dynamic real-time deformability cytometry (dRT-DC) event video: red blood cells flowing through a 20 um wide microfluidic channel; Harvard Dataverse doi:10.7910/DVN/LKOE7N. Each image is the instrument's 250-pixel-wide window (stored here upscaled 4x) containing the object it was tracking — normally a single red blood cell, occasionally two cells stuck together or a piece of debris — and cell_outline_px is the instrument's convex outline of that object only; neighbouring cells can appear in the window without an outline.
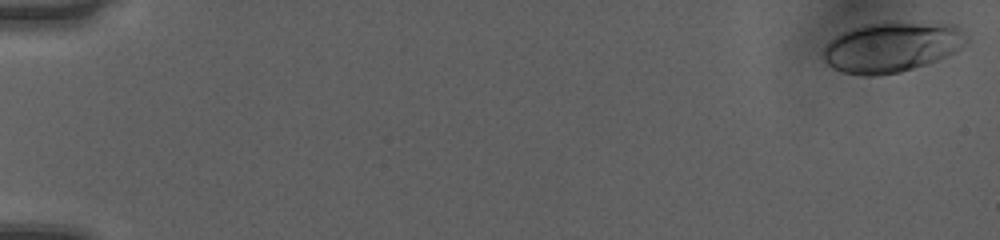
{"species": "human", "species_latin": "Homo sapiens", "temperature_condition": "room temperature", "stored_images_in_passage": 51, "camera_frame_rate_fps": 3000, "um_per_image_px": 0.085, "donor": {"sex": "female"}, "frame": {"image": 1, "passage_image": 1, "time_ms": 0.0, "image_size_px": [1000, 240], "cell_outline_px": [[968, 44], [956, 52], [936, 60], [900, 72], [872, 76], [864, 76], [840, 72], [832, 68], [820, 56], [820, 52], [836, 36], [852, 28], [864, 24], [956, 24], [968, 36]], "centroid_in_image_um": [75.79, 4.03], "position_along_channel_um": 9.2, "area_um2": 41.44}}
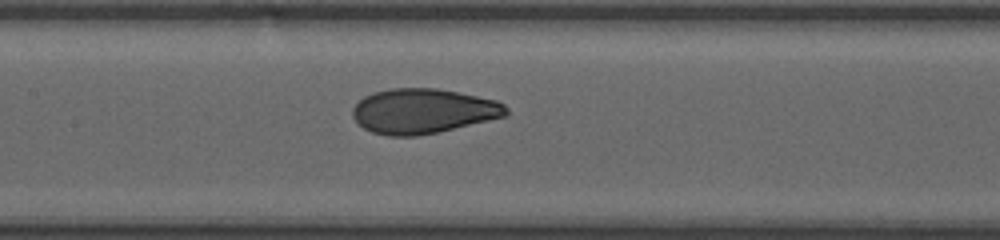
{"frame": {"image": 2, "passage_image": 26, "time_ms": 8.333, "image_size_px": [1000, 240], "cell_outline_px": [[508, 112], [504, 116], [436, 132], [416, 136], [388, 136], [372, 132], [364, 128], [352, 116], [352, 108], [364, 96], [372, 92], [392, 88], [436, 88], [496, 100], [504, 104], [508, 108]], "centroid_in_image_um": [35.91, 9.43], "position_along_channel_um": 171.5, "area_um2": 39.71}}
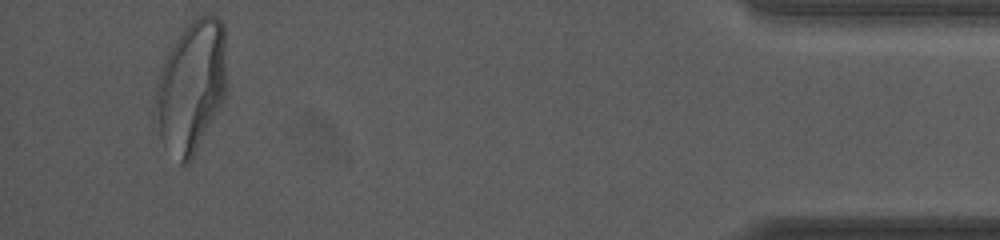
{"frame": {"image": 3, "passage_image": 49, "time_ms": 16.0, "image_size_px": [1000, 240], "cell_outline_px": [[224, 100], [188, 164], [184, 168], [180, 164], [160, 140], [156, 92], [160, 72], [164, 60], [168, 52], [180, 32], [196, 16], [208, 12], [216, 16], [224, 24]], "centroid_in_image_um": [16.26, 7.32], "position_along_channel_um": 418.9, "area_um2": 53.75}, "authors_computed_cell_mechanics": {"area_um2": 40.2288, "velocity_mm_per_s": 4.0439, "shape_relaxation_time_tau1_ms": 3.9437, "shape_relaxation_time_tau2_ms": null, "deformation_change_tau1": 0.1685, "deformation_change_tau2": null}}